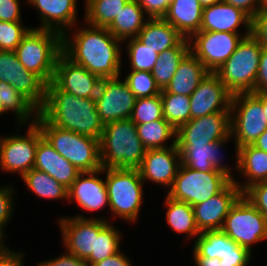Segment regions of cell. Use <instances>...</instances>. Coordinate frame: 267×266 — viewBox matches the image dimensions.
Returning a JSON list of instances; mask_svg holds the SVG:
<instances>
[{
	"label": "cell",
	"mask_w": 267,
	"mask_h": 266,
	"mask_svg": "<svg viewBox=\"0 0 267 266\" xmlns=\"http://www.w3.org/2000/svg\"><path fill=\"white\" fill-rule=\"evenodd\" d=\"M84 27L78 26L75 33L66 31L62 35V52L101 79L122 76L123 42L110 33L107 27L89 24Z\"/></svg>",
	"instance_id": "obj_1"
},
{
	"label": "cell",
	"mask_w": 267,
	"mask_h": 266,
	"mask_svg": "<svg viewBox=\"0 0 267 266\" xmlns=\"http://www.w3.org/2000/svg\"><path fill=\"white\" fill-rule=\"evenodd\" d=\"M39 113L51 124L100 140L104 129L92 98H80L47 84L46 101Z\"/></svg>",
	"instance_id": "obj_2"
},
{
	"label": "cell",
	"mask_w": 267,
	"mask_h": 266,
	"mask_svg": "<svg viewBox=\"0 0 267 266\" xmlns=\"http://www.w3.org/2000/svg\"><path fill=\"white\" fill-rule=\"evenodd\" d=\"M99 147L103 169H139L147 150L131 119L104 124Z\"/></svg>",
	"instance_id": "obj_3"
},
{
	"label": "cell",
	"mask_w": 267,
	"mask_h": 266,
	"mask_svg": "<svg viewBox=\"0 0 267 266\" xmlns=\"http://www.w3.org/2000/svg\"><path fill=\"white\" fill-rule=\"evenodd\" d=\"M36 123L56 152L79 172H92L102 168L98 139L51 125L40 113Z\"/></svg>",
	"instance_id": "obj_4"
},
{
	"label": "cell",
	"mask_w": 267,
	"mask_h": 266,
	"mask_svg": "<svg viewBox=\"0 0 267 266\" xmlns=\"http://www.w3.org/2000/svg\"><path fill=\"white\" fill-rule=\"evenodd\" d=\"M15 53L25 69L52 82L56 62L62 53V34L50 29L31 28Z\"/></svg>",
	"instance_id": "obj_5"
},
{
	"label": "cell",
	"mask_w": 267,
	"mask_h": 266,
	"mask_svg": "<svg viewBox=\"0 0 267 266\" xmlns=\"http://www.w3.org/2000/svg\"><path fill=\"white\" fill-rule=\"evenodd\" d=\"M113 216L129 222H136L143 206L144 182L138 169H103Z\"/></svg>",
	"instance_id": "obj_6"
},
{
	"label": "cell",
	"mask_w": 267,
	"mask_h": 266,
	"mask_svg": "<svg viewBox=\"0 0 267 266\" xmlns=\"http://www.w3.org/2000/svg\"><path fill=\"white\" fill-rule=\"evenodd\" d=\"M230 135L236 148V173L239 170V147L253 145L267 129L262 107V92L233 95L230 108Z\"/></svg>",
	"instance_id": "obj_7"
},
{
	"label": "cell",
	"mask_w": 267,
	"mask_h": 266,
	"mask_svg": "<svg viewBox=\"0 0 267 266\" xmlns=\"http://www.w3.org/2000/svg\"><path fill=\"white\" fill-rule=\"evenodd\" d=\"M263 47L252 35L244 37L234 53L215 72L233 95L254 92Z\"/></svg>",
	"instance_id": "obj_8"
},
{
	"label": "cell",
	"mask_w": 267,
	"mask_h": 266,
	"mask_svg": "<svg viewBox=\"0 0 267 266\" xmlns=\"http://www.w3.org/2000/svg\"><path fill=\"white\" fill-rule=\"evenodd\" d=\"M231 180L222 171L202 172L180 164L167 195L193 206L218 194Z\"/></svg>",
	"instance_id": "obj_9"
},
{
	"label": "cell",
	"mask_w": 267,
	"mask_h": 266,
	"mask_svg": "<svg viewBox=\"0 0 267 266\" xmlns=\"http://www.w3.org/2000/svg\"><path fill=\"white\" fill-rule=\"evenodd\" d=\"M221 231L252 252V245L267 240V219L243 195L227 214Z\"/></svg>",
	"instance_id": "obj_10"
},
{
	"label": "cell",
	"mask_w": 267,
	"mask_h": 266,
	"mask_svg": "<svg viewBox=\"0 0 267 266\" xmlns=\"http://www.w3.org/2000/svg\"><path fill=\"white\" fill-rule=\"evenodd\" d=\"M251 33L199 31L189 38L190 52L209 72H216L234 53L237 45Z\"/></svg>",
	"instance_id": "obj_11"
},
{
	"label": "cell",
	"mask_w": 267,
	"mask_h": 266,
	"mask_svg": "<svg viewBox=\"0 0 267 266\" xmlns=\"http://www.w3.org/2000/svg\"><path fill=\"white\" fill-rule=\"evenodd\" d=\"M26 134L0 136V169L22 178L34 167L38 146V125H27Z\"/></svg>",
	"instance_id": "obj_12"
},
{
	"label": "cell",
	"mask_w": 267,
	"mask_h": 266,
	"mask_svg": "<svg viewBox=\"0 0 267 266\" xmlns=\"http://www.w3.org/2000/svg\"><path fill=\"white\" fill-rule=\"evenodd\" d=\"M0 81L13 86L38 110L46 101L47 83L19 62L15 51L0 50Z\"/></svg>",
	"instance_id": "obj_13"
},
{
	"label": "cell",
	"mask_w": 267,
	"mask_h": 266,
	"mask_svg": "<svg viewBox=\"0 0 267 266\" xmlns=\"http://www.w3.org/2000/svg\"><path fill=\"white\" fill-rule=\"evenodd\" d=\"M58 220L66 251L83 260L94 252L95 236L109 223L104 217L88 218L82 214Z\"/></svg>",
	"instance_id": "obj_14"
},
{
	"label": "cell",
	"mask_w": 267,
	"mask_h": 266,
	"mask_svg": "<svg viewBox=\"0 0 267 266\" xmlns=\"http://www.w3.org/2000/svg\"><path fill=\"white\" fill-rule=\"evenodd\" d=\"M136 100L120 77L102 79L95 97L97 112L104 124L130 119Z\"/></svg>",
	"instance_id": "obj_15"
},
{
	"label": "cell",
	"mask_w": 267,
	"mask_h": 266,
	"mask_svg": "<svg viewBox=\"0 0 267 266\" xmlns=\"http://www.w3.org/2000/svg\"><path fill=\"white\" fill-rule=\"evenodd\" d=\"M230 112L191 119L176 130V145H205L230 136Z\"/></svg>",
	"instance_id": "obj_16"
},
{
	"label": "cell",
	"mask_w": 267,
	"mask_h": 266,
	"mask_svg": "<svg viewBox=\"0 0 267 266\" xmlns=\"http://www.w3.org/2000/svg\"><path fill=\"white\" fill-rule=\"evenodd\" d=\"M102 79L74 63L63 52L59 55L52 83L61 91L80 98L95 99Z\"/></svg>",
	"instance_id": "obj_17"
},
{
	"label": "cell",
	"mask_w": 267,
	"mask_h": 266,
	"mask_svg": "<svg viewBox=\"0 0 267 266\" xmlns=\"http://www.w3.org/2000/svg\"><path fill=\"white\" fill-rule=\"evenodd\" d=\"M190 97L191 119L215 112H230L233 94L215 72H208Z\"/></svg>",
	"instance_id": "obj_18"
},
{
	"label": "cell",
	"mask_w": 267,
	"mask_h": 266,
	"mask_svg": "<svg viewBox=\"0 0 267 266\" xmlns=\"http://www.w3.org/2000/svg\"><path fill=\"white\" fill-rule=\"evenodd\" d=\"M180 164L181 154L175 145L167 148L147 149L138 170L144 183L147 180V182L168 188L167 191H169Z\"/></svg>",
	"instance_id": "obj_19"
},
{
	"label": "cell",
	"mask_w": 267,
	"mask_h": 266,
	"mask_svg": "<svg viewBox=\"0 0 267 266\" xmlns=\"http://www.w3.org/2000/svg\"><path fill=\"white\" fill-rule=\"evenodd\" d=\"M242 195V191L231 180L218 194L193 205L196 225L200 232L221 230L230 208Z\"/></svg>",
	"instance_id": "obj_20"
},
{
	"label": "cell",
	"mask_w": 267,
	"mask_h": 266,
	"mask_svg": "<svg viewBox=\"0 0 267 266\" xmlns=\"http://www.w3.org/2000/svg\"><path fill=\"white\" fill-rule=\"evenodd\" d=\"M231 140L230 135L223 140L205 145H176L181 154V164L202 172L222 171L233 180L236 174L232 173L233 169L229 164H225L221 157L224 145Z\"/></svg>",
	"instance_id": "obj_21"
},
{
	"label": "cell",
	"mask_w": 267,
	"mask_h": 266,
	"mask_svg": "<svg viewBox=\"0 0 267 266\" xmlns=\"http://www.w3.org/2000/svg\"><path fill=\"white\" fill-rule=\"evenodd\" d=\"M103 168L92 172H80L68 189V203L76 202L83 210L95 212L109 206L105 180L99 175Z\"/></svg>",
	"instance_id": "obj_22"
},
{
	"label": "cell",
	"mask_w": 267,
	"mask_h": 266,
	"mask_svg": "<svg viewBox=\"0 0 267 266\" xmlns=\"http://www.w3.org/2000/svg\"><path fill=\"white\" fill-rule=\"evenodd\" d=\"M35 7L40 17L38 29H50L61 33L77 27V0H26Z\"/></svg>",
	"instance_id": "obj_23"
},
{
	"label": "cell",
	"mask_w": 267,
	"mask_h": 266,
	"mask_svg": "<svg viewBox=\"0 0 267 266\" xmlns=\"http://www.w3.org/2000/svg\"><path fill=\"white\" fill-rule=\"evenodd\" d=\"M33 168L46 172L67 189L70 188L80 173L73 164L56 152L50 142L43 136L39 126L38 146Z\"/></svg>",
	"instance_id": "obj_24"
},
{
	"label": "cell",
	"mask_w": 267,
	"mask_h": 266,
	"mask_svg": "<svg viewBox=\"0 0 267 266\" xmlns=\"http://www.w3.org/2000/svg\"><path fill=\"white\" fill-rule=\"evenodd\" d=\"M240 26L251 33V18L231 4L221 1L203 8L200 31L239 33Z\"/></svg>",
	"instance_id": "obj_25"
},
{
	"label": "cell",
	"mask_w": 267,
	"mask_h": 266,
	"mask_svg": "<svg viewBox=\"0 0 267 266\" xmlns=\"http://www.w3.org/2000/svg\"><path fill=\"white\" fill-rule=\"evenodd\" d=\"M203 7L198 0H171L163 17L184 38L200 31Z\"/></svg>",
	"instance_id": "obj_26"
},
{
	"label": "cell",
	"mask_w": 267,
	"mask_h": 266,
	"mask_svg": "<svg viewBox=\"0 0 267 266\" xmlns=\"http://www.w3.org/2000/svg\"><path fill=\"white\" fill-rule=\"evenodd\" d=\"M208 72L203 63L189 51L180 61L164 90L168 93L190 96Z\"/></svg>",
	"instance_id": "obj_27"
},
{
	"label": "cell",
	"mask_w": 267,
	"mask_h": 266,
	"mask_svg": "<svg viewBox=\"0 0 267 266\" xmlns=\"http://www.w3.org/2000/svg\"><path fill=\"white\" fill-rule=\"evenodd\" d=\"M193 257L222 259L228 254H252L248 249L239 246L221 230L204 231L194 240Z\"/></svg>",
	"instance_id": "obj_28"
},
{
	"label": "cell",
	"mask_w": 267,
	"mask_h": 266,
	"mask_svg": "<svg viewBox=\"0 0 267 266\" xmlns=\"http://www.w3.org/2000/svg\"><path fill=\"white\" fill-rule=\"evenodd\" d=\"M137 38L147 47L160 54L176 47L184 37L163 18L147 19Z\"/></svg>",
	"instance_id": "obj_29"
},
{
	"label": "cell",
	"mask_w": 267,
	"mask_h": 266,
	"mask_svg": "<svg viewBox=\"0 0 267 266\" xmlns=\"http://www.w3.org/2000/svg\"><path fill=\"white\" fill-rule=\"evenodd\" d=\"M239 175L245 177V182L233 181L243 192L250 185L267 181V153L253 145L239 147Z\"/></svg>",
	"instance_id": "obj_30"
},
{
	"label": "cell",
	"mask_w": 267,
	"mask_h": 266,
	"mask_svg": "<svg viewBox=\"0 0 267 266\" xmlns=\"http://www.w3.org/2000/svg\"><path fill=\"white\" fill-rule=\"evenodd\" d=\"M13 112L17 121V131L27 123H36L39 110L13 86L2 84L0 89V116Z\"/></svg>",
	"instance_id": "obj_31"
},
{
	"label": "cell",
	"mask_w": 267,
	"mask_h": 266,
	"mask_svg": "<svg viewBox=\"0 0 267 266\" xmlns=\"http://www.w3.org/2000/svg\"><path fill=\"white\" fill-rule=\"evenodd\" d=\"M145 16L144 10L136 0H128L107 29L117 39L124 42L139 35L148 19H145Z\"/></svg>",
	"instance_id": "obj_32"
},
{
	"label": "cell",
	"mask_w": 267,
	"mask_h": 266,
	"mask_svg": "<svg viewBox=\"0 0 267 266\" xmlns=\"http://www.w3.org/2000/svg\"><path fill=\"white\" fill-rule=\"evenodd\" d=\"M164 207H166V221L174 232L182 234L186 233V237L196 239L201 232L199 231L193 207L183 201L174 200L166 194Z\"/></svg>",
	"instance_id": "obj_33"
},
{
	"label": "cell",
	"mask_w": 267,
	"mask_h": 266,
	"mask_svg": "<svg viewBox=\"0 0 267 266\" xmlns=\"http://www.w3.org/2000/svg\"><path fill=\"white\" fill-rule=\"evenodd\" d=\"M189 51V39L184 38L176 47L167 49L159 54L151 73L160 90L167 87L180 61Z\"/></svg>",
	"instance_id": "obj_34"
},
{
	"label": "cell",
	"mask_w": 267,
	"mask_h": 266,
	"mask_svg": "<svg viewBox=\"0 0 267 266\" xmlns=\"http://www.w3.org/2000/svg\"><path fill=\"white\" fill-rule=\"evenodd\" d=\"M136 129L138 137L146 149L167 148L176 145V129L164 118L150 123L136 124ZM169 140L172 143L167 145Z\"/></svg>",
	"instance_id": "obj_35"
},
{
	"label": "cell",
	"mask_w": 267,
	"mask_h": 266,
	"mask_svg": "<svg viewBox=\"0 0 267 266\" xmlns=\"http://www.w3.org/2000/svg\"><path fill=\"white\" fill-rule=\"evenodd\" d=\"M21 179L38 198L68 201V189L46 172L32 168Z\"/></svg>",
	"instance_id": "obj_36"
},
{
	"label": "cell",
	"mask_w": 267,
	"mask_h": 266,
	"mask_svg": "<svg viewBox=\"0 0 267 266\" xmlns=\"http://www.w3.org/2000/svg\"><path fill=\"white\" fill-rule=\"evenodd\" d=\"M128 0H85L83 22L96 27H108Z\"/></svg>",
	"instance_id": "obj_37"
},
{
	"label": "cell",
	"mask_w": 267,
	"mask_h": 266,
	"mask_svg": "<svg viewBox=\"0 0 267 266\" xmlns=\"http://www.w3.org/2000/svg\"><path fill=\"white\" fill-rule=\"evenodd\" d=\"M163 118L176 130L191 120L190 97L161 90Z\"/></svg>",
	"instance_id": "obj_38"
},
{
	"label": "cell",
	"mask_w": 267,
	"mask_h": 266,
	"mask_svg": "<svg viewBox=\"0 0 267 266\" xmlns=\"http://www.w3.org/2000/svg\"><path fill=\"white\" fill-rule=\"evenodd\" d=\"M122 234L113 223H108L98 234L95 236L94 252L85 260L89 266L106 259L121 249Z\"/></svg>",
	"instance_id": "obj_39"
},
{
	"label": "cell",
	"mask_w": 267,
	"mask_h": 266,
	"mask_svg": "<svg viewBox=\"0 0 267 266\" xmlns=\"http://www.w3.org/2000/svg\"><path fill=\"white\" fill-rule=\"evenodd\" d=\"M124 42H126L130 69L151 72L159 54L145 46L137 37L127 39Z\"/></svg>",
	"instance_id": "obj_40"
},
{
	"label": "cell",
	"mask_w": 267,
	"mask_h": 266,
	"mask_svg": "<svg viewBox=\"0 0 267 266\" xmlns=\"http://www.w3.org/2000/svg\"><path fill=\"white\" fill-rule=\"evenodd\" d=\"M130 119L135 124L150 123L163 119L161 95L138 98L132 110Z\"/></svg>",
	"instance_id": "obj_41"
},
{
	"label": "cell",
	"mask_w": 267,
	"mask_h": 266,
	"mask_svg": "<svg viewBox=\"0 0 267 266\" xmlns=\"http://www.w3.org/2000/svg\"><path fill=\"white\" fill-rule=\"evenodd\" d=\"M126 75L124 80L137 99L152 97L161 93L150 71L131 70Z\"/></svg>",
	"instance_id": "obj_42"
},
{
	"label": "cell",
	"mask_w": 267,
	"mask_h": 266,
	"mask_svg": "<svg viewBox=\"0 0 267 266\" xmlns=\"http://www.w3.org/2000/svg\"><path fill=\"white\" fill-rule=\"evenodd\" d=\"M31 28L22 22L0 21V50L15 51Z\"/></svg>",
	"instance_id": "obj_43"
},
{
	"label": "cell",
	"mask_w": 267,
	"mask_h": 266,
	"mask_svg": "<svg viewBox=\"0 0 267 266\" xmlns=\"http://www.w3.org/2000/svg\"><path fill=\"white\" fill-rule=\"evenodd\" d=\"M242 195L267 219V181L250 185L242 192Z\"/></svg>",
	"instance_id": "obj_44"
},
{
	"label": "cell",
	"mask_w": 267,
	"mask_h": 266,
	"mask_svg": "<svg viewBox=\"0 0 267 266\" xmlns=\"http://www.w3.org/2000/svg\"><path fill=\"white\" fill-rule=\"evenodd\" d=\"M12 185H5L0 187V225L5 229L7 224L12 219L11 216L14 212V190Z\"/></svg>",
	"instance_id": "obj_45"
},
{
	"label": "cell",
	"mask_w": 267,
	"mask_h": 266,
	"mask_svg": "<svg viewBox=\"0 0 267 266\" xmlns=\"http://www.w3.org/2000/svg\"><path fill=\"white\" fill-rule=\"evenodd\" d=\"M251 35L267 48V8L251 18Z\"/></svg>",
	"instance_id": "obj_46"
},
{
	"label": "cell",
	"mask_w": 267,
	"mask_h": 266,
	"mask_svg": "<svg viewBox=\"0 0 267 266\" xmlns=\"http://www.w3.org/2000/svg\"><path fill=\"white\" fill-rule=\"evenodd\" d=\"M148 19L163 18L171 0H136Z\"/></svg>",
	"instance_id": "obj_47"
},
{
	"label": "cell",
	"mask_w": 267,
	"mask_h": 266,
	"mask_svg": "<svg viewBox=\"0 0 267 266\" xmlns=\"http://www.w3.org/2000/svg\"><path fill=\"white\" fill-rule=\"evenodd\" d=\"M20 0H0V21L22 22Z\"/></svg>",
	"instance_id": "obj_48"
},
{
	"label": "cell",
	"mask_w": 267,
	"mask_h": 266,
	"mask_svg": "<svg viewBox=\"0 0 267 266\" xmlns=\"http://www.w3.org/2000/svg\"><path fill=\"white\" fill-rule=\"evenodd\" d=\"M37 266H89L85 260L79 259L67 251L54 259L43 260Z\"/></svg>",
	"instance_id": "obj_49"
},
{
	"label": "cell",
	"mask_w": 267,
	"mask_h": 266,
	"mask_svg": "<svg viewBox=\"0 0 267 266\" xmlns=\"http://www.w3.org/2000/svg\"><path fill=\"white\" fill-rule=\"evenodd\" d=\"M254 92H267V48L265 47L261 50Z\"/></svg>",
	"instance_id": "obj_50"
},
{
	"label": "cell",
	"mask_w": 267,
	"mask_h": 266,
	"mask_svg": "<svg viewBox=\"0 0 267 266\" xmlns=\"http://www.w3.org/2000/svg\"><path fill=\"white\" fill-rule=\"evenodd\" d=\"M227 4L241 9L250 18L260 11V0H223Z\"/></svg>",
	"instance_id": "obj_51"
},
{
	"label": "cell",
	"mask_w": 267,
	"mask_h": 266,
	"mask_svg": "<svg viewBox=\"0 0 267 266\" xmlns=\"http://www.w3.org/2000/svg\"><path fill=\"white\" fill-rule=\"evenodd\" d=\"M25 253L11 250L10 248L0 254V266H24Z\"/></svg>",
	"instance_id": "obj_52"
},
{
	"label": "cell",
	"mask_w": 267,
	"mask_h": 266,
	"mask_svg": "<svg viewBox=\"0 0 267 266\" xmlns=\"http://www.w3.org/2000/svg\"><path fill=\"white\" fill-rule=\"evenodd\" d=\"M128 257L124 254V251L120 250L118 253L95 263L93 266H134Z\"/></svg>",
	"instance_id": "obj_53"
},
{
	"label": "cell",
	"mask_w": 267,
	"mask_h": 266,
	"mask_svg": "<svg viewBox=\"0 0 267 266\" xmlns=\"http://www.w3.org/2000/svg\"><path fill=\"white\" fill-rule=\"evenodd\" d=\"M252 254H228L220 259L222 266H249Z\"/></svg>",
	"instance_id": "obj_54"
},
{
	"label": "cell",
	"mask_w": 267,
	"mask_h": 266,
	"mask_svg": "<svg viewBox=\"0 0 267 266\" xmlns=\"http://www.w3.org/2000/svg\"><path fill=\"white\" fill-rule=\"evenodd\" d=\"M196 266H222L219 258L193 257Z\"/></svg>",
	"instance_id": "obj_55"
},
{
	"label": "cell",
	"mask_w": 267,
	"mask_h": 266,
	"mask_svg": "<svg viewBox=\"0 0 267 266\" xmlns=\"http://www.w3.org/2000/svg\"><path fill=\"white\" fill-rule=\"evenodd\" d=\"M253 146L267 153V129L257 138Z\"/></svg>",
	"instance_id": "obj_56"
},
{
	"label": "cell",
	"mask_w": 267,
	"mask_h": 266,
	"mask_svg": "<svg viewBox=\"0 0 267 266\" xmlns=\"http://www.w3.org/2000/svg\"><path fill=\"white\" fill-rule=\"evenodd\" d=\"M4 230L5 229L0 225V254H3L9 249V247L6 245L7 243L4 242Z\"/></svg>",
	"instance_id": "obj_57"
},
{
	"label": "cell",
	"mask_w": 267,
	"mask_h": 266,
	"mask_svg": "<svg viewBox=\"0 0 267 266\" xmlns=\"http://www.w3.org/2000/svg\"><path fill=\"white\" fill-rule=\"evenodd\" d=\"M203 8L219 3L223 0H198Z\"/></svg>",
	"instance_id": "obj_58"
},
{
	"label": "cell",
	"mask_w": 267,
	"mask_h": 266,
	"mask_svg": "<svg viewBox=\"0 0 267 266\" xmlns=\"http://www.w3.org/2000/svg\"><path fill=\"white\" fill-rule=\"evenodd\" d=\"M262 107L264 109L265 117L267 119V92H262Z\"/></svg>",
	"instance_id": "obj_59"
},
{
	"label": "cell",
	"mask_w": 267,
	"mask_h": 266,
	"mask_svg": "<svg viewBox=\"0 0 267 266\" xmlns=\"http://www.w3.org/2000/svg\"><path fill=\"white\" fill-rule=\"evenodd\" d=\"M267 8V0H260V10Z\"/></svg>",
	"instance_id": "obj_60"
}]
</instances>
